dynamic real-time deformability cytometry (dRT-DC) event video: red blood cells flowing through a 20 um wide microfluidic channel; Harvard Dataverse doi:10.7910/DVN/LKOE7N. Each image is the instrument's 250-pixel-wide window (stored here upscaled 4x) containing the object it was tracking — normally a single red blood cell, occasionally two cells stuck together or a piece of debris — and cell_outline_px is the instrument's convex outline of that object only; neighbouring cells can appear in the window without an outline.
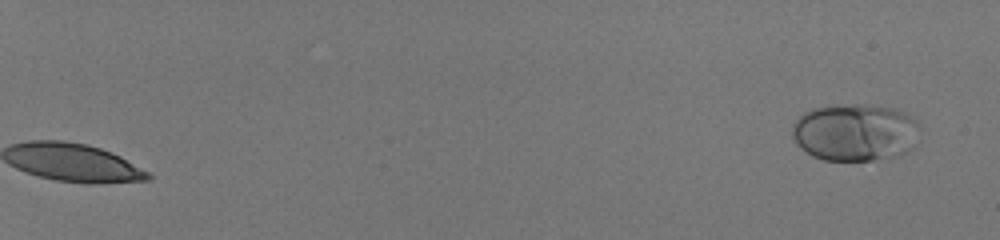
{"species": "human", "species_latin": "Homo sapiens", "temperature_condition": "room temperature", "stored_images_in_passage": 56, "camera_frame_rate_fps": 3000, "um_per_image_px": 0.085, "donor": {"sex": "male"}, "frame": {"image": 1, "passage_image": 1, "time_ms": 0.0, "image_size_px": [1000, 240], "cell_outline_px": [[920, 128], [916, 148], [900, 156], [872, 160], [824, 160], [812, 156], [800, 148], [796, 144], [792, 136], [792, 124], [804, 112], [812, 108], [856, 104], [860, 104], [896, 108], [908, 112], [920, 124]], "centroid_in_image_um": [72.75, 11.26], "position_along_channel_um": 12.2, "area_um2": 43.52}}
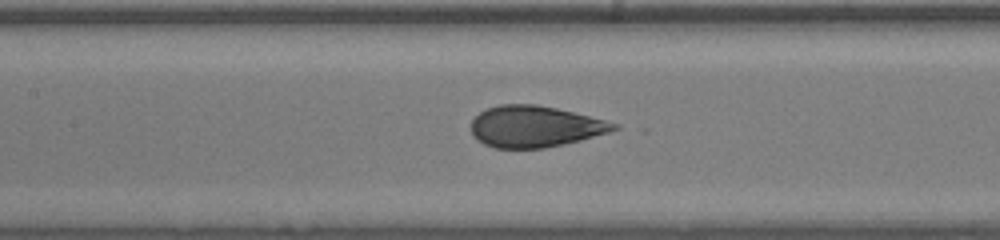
{"frame": {"image": 2, "passage_image": 32, "time_ms": 10.333, "image_size_px": [1000, 240], "cell_outline_px": [[620, 128], [608, 132], [580, 140], [564, 144], [544, 148], [496, 148], [484, 144], [476, 140], [472, 136], [472, 120], [480, 112], [488, 108], [500, 104], [536, 104], [556, 108], [620, 124]], "centroid_in_image_um": [45.45, 10.76], "position_along_channel_um": 162.0, "area_um2": 34.22}}
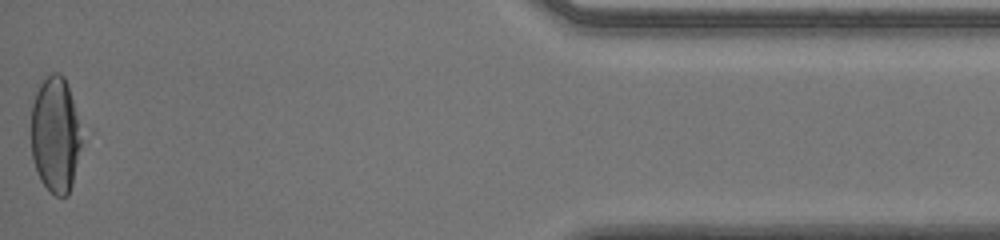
{"frame": {"image": 3, "passage_image": 56, "time_ms": 18.333, "image_size_px": [1000, 240], "cell_outline_px": [[84, 132], [72, 184], [68, 196], [56, 196], [40, 180], [32, 156], [32, 104], [36, 92], [40, 84], [52, 72], [60, 72], [64, 76], [84, 128]], "centroid_in_image_um": [4.75, 11.42], "position_along_channel_um": 430.4, "area_um2": 34.45}, "authors_computed_cell_mechanics": {"area_um2": 35.6626, "velocity_mm_per_s": 4.0185, "shape_relaxation_time_tau1_ms": 6.2444, "shape_relaxation_time_tau2_ms": null, "deformation_change_tau1": 0.2107, "deformation_change_tau2": null}}